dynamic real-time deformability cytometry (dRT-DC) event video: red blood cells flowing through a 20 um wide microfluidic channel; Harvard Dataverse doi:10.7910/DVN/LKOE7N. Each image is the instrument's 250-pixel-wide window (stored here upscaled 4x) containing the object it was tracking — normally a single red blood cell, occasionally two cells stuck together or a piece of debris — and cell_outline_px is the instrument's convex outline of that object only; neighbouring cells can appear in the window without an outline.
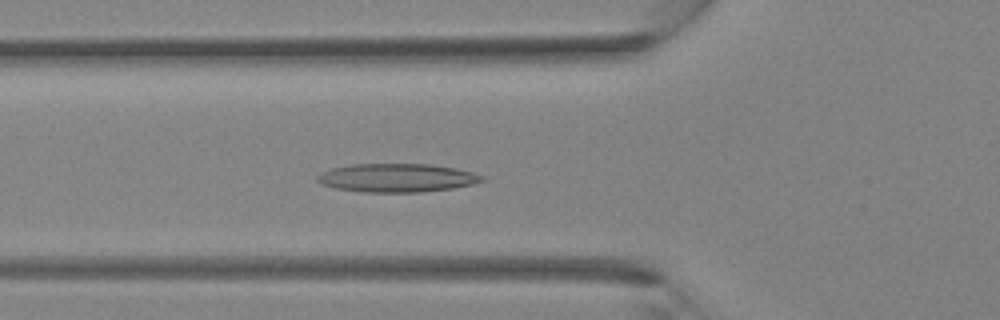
{"species": "Egyptian fruit bat (a non-hibernating species)", "species_latin": "Rousettus aegyptiacus", "temperature_condition": "room temperature", "stored_images_in_passage": 32, "camera_frame_rate_fps": 3000, "um_per_image_px": 0.085, "animal": {"sex": "female"}, "frame": {"image": 1, "passage_image": 8, "time_ms": 2.333, "image_size_px": [1000, 320], "cell_outline_px": [[488, 180], [472, 184], [452, 188], [420, 192], [364, 192], [336, 188], [324, 184], [316, 180], [316, 176], [320, 172], [332, 168], [352, 164], [432, 164], [456, 168], [488, 176]], "centroid_in_image_um": [33.79, 15.11], "position_along_channel_um": 92.0, "area_um2": 27.51}}
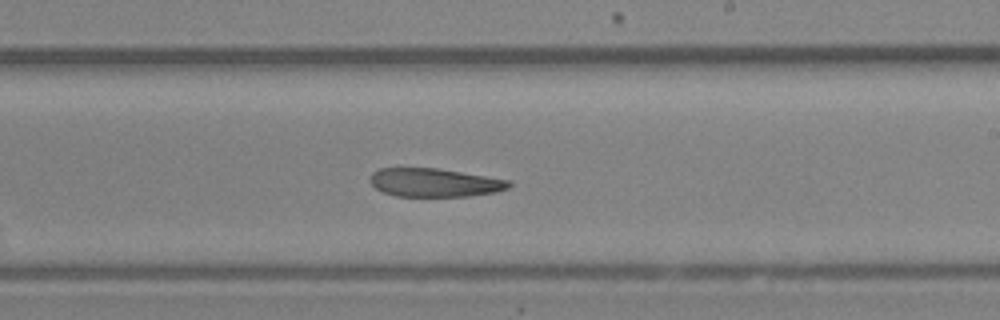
{"frame": {"image": 2, "passage_image": 17, "time_ms": 5.333, "image_size_px": [1000, 320], "cell_outline_px": [[512, 184], [508, 188], [496, 192], [468, 196], [396, 196], [384, 192], [376, 188], [368, 180], [372, 172], [380, 168], [436, 168], [512, 180]], "centroid_in_image_um": [36.94, 15.51], "position_along_channel_um": 252.1, "area_um2": 23.06}}
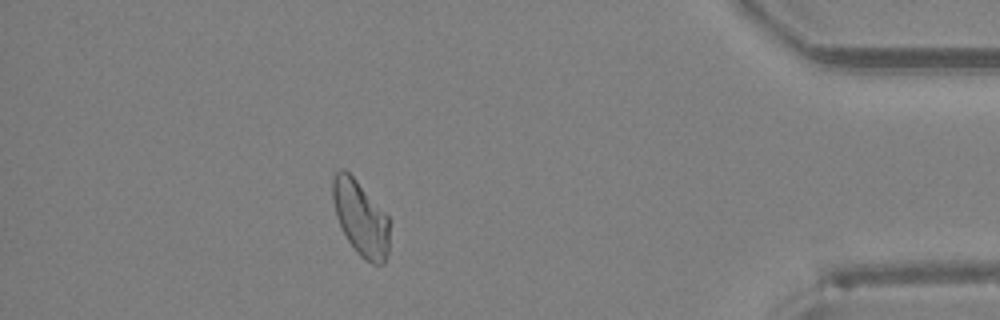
{"frame": {"image": 3, "passage_image": 28, "time_ms": 9.0, "image_size_px": [1000, 320], "cell_outline_px": [[388, 252], [384, 264], [372, 264], [360, 256], [356, 252], [348, 240], [336, 216], [332, 200], [332, 180], [336, 172], [340, 168], [344, 168], [356, 180], [388, 216]], "centroid_in_image_um": [30.63, 18.54], "position_along_channel_um": 404.6, "area_um2": 24.51}}